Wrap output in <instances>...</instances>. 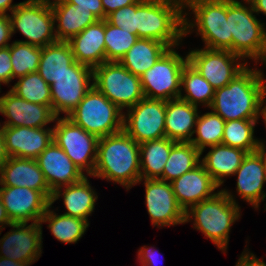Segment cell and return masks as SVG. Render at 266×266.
Listing matches in <instances>:
<instances>
[{
    "label": "cell",
    "mask_w": 266,
    "mask_h": 266,
    "mask_svg": "<svg viewBox=\"0 0 266 266\" xmlns=\"http://www.w3.org/2000/svg\"><path fill=\"white\" fill-rule=\"evenodd\" d=\"M17 79L10 89L17 96L35 104L52 105L50 85L38 72L28 73Z\"/></svg>",
    "instance_id": "cell-37"
},
{
    "label": "cell",
    "mask_w": 266,
    "mask_h": 266,
    "mask_svg": "<svg viewBox=\"0 0 266 266\" xmlns=\"http://www.w3.org/2000/svg\"><path fill=\"white\" fill-rule=\"evenodd\" d=\"M13 222L10 220L7 211L0 198V229H4L5 226H10Z\"/></svg>",
    "instance_id": "cell-49"
},
{
    "label": "cell",
    "mask_w": 266,
    "mask_h": 266,
    "mask_svg": "<svg viewBox=\"0 0 266 266\" xmlns=\"http://www.w3.org/2000/svg\"><path fill=\"white\" fill-rule=\"evenodd\" d=\"M198 108L179 98L166 101L165 136L176 142H190L200 114Z\"/></svg>",
    "instance_id": "cell-27"
},
{
    "label": "cell",
    "mask_w": 266,
    "mask_h": 266,
    "mask_svg": "<svg viewBox=\"0 0 266 266\" xmlns=\"http://www.w3.org/2000/svg\"><path fill=\"white\" fill-rule=\"evenodd\" d=\"M0 113L7 118L3 125L0 123L5 127L43 128L57 118L52 105L28 102L11 90L0 97Z\"/></svg>",
    "instance_id": "cell-18"
},
{
    "label": "cell",
    "mask_w": 266,
    "mask_h": 266,
    "mask_svg": "<svg viewBox=\"0 0 266 266\" xmlns=\"http://www.w3.org/2000/svg\"><path fill=\"white\" fill-rule=\"evenodd\" d=\"M257 152L261 155L262 161L264 164V169L266 172V146H265V141L263 142V139L259 145V148L257 149Z\"/></svg>",
    "instance_id": "cell-53"
},
{
    "label": "cell",
    "mask_w": 266,
    "mask_h": 266,
    "mask_svg": "<svg viewBox=\"0 0 266 266\" xmlns=\"http://www.w3.org/2000/svg\"><path fill=\"white\" fill-rule=\"evenodd\" d=\"M235 266H266L264 259H259L252 252L244 249Z\"/></svg>",
    "instance_id": "cell-46"
},
{
    "label": "cell",
    "mask_w": 266,
    "mask_h": 266,
    "mask_svg": "<svg viewBox=\"0 0 266 266\" xmlns=\"http://www.w3.org/2000/svg\"><path fill=\"white\" fill-rule=\"evenodd\" d=\"M208 148L211 150L203 158L201 157V163L213 181L221 187L225 177L235 174L247 152L225 144H217Z\"/></svg>",
    "instance_id": "cell-28"
},
{
    "label": "cell",
    "mask_w": 266,
    "mask_h": 266,
    "mask_svg": "<svg viewBox=\"0 0 266 266\" xmlns=\"http://www.w3.org/2000/svg\"><path fill=\"white\" fill-rule=\"evenodd\" d=\"M237 203L228 189L217 190L212 197L192 205L185 212V223L193 220V228L201 231L204 237L226 253L231 226L241 216Z\"/></svg>",
    "instance_id": "cell-3"
},
{
    "label": "cell",
    "mask_w": 266,
    "mask_h": 266,
    "mask_svg": "<svg viewBox=\"0 0 266 266\" xmlns=\"http://www.w3.org/2000/svg\"><path fill=\"white\" fill-rule=\"evenodd\" d=\"M105 49L106 61H120L129 49L139 39L136 34H132L120 27L110 24L105 19Z\"/></svg>",
    "instance_id": "cell-39"
},
{
    "label": "cell",
    "mask_w": 266,
    "mask_h": 266,
    "mask_svg": "<svg viewBox=\"0 0 266 266\" xmlns=\"http://www.w3.org/2000/svg\"><path fill=\"white\" fill-rule=\"evenodd\" d=\"M0 198L13 223H40L50 205L41 192L27 187L0 186Z\"/></svg>",
    "instance_id": "cell-17"
},
{
    "label": "cell",
    "mask_w": 266,
    "mask_h": 266,
    "mask_svg": "<svg viewBox=\"0 0 266 266\" xmlns=\"http://www.w3.org/2000/svg\"><path fill=\"white\" fill-rule=\"evenodd\" d=\"M13 80L10 49L0 48V87L1 83L8 85Z\"/></svg>",
    "instance_id": "cell-41"
},
{
    "label": "cell",
    "mask_w": 266,
    "mask_h": 266,
    "mask_svg": "<svg viewBox=\"0 0 266 266\" xmlns=\"http://www.w3.org/2000/svg\"><path fill=\"white\" fill-rule=\"evenodd\" d=\"M169 48L160 41L139 38L119 62L132 74L141 77Z\"/></svg>",
    "instance_id": "cell-29"
},
{
    "label": "cell",
    "mask_w": 266,
    "mask_h": 266,
    "mask_svg": "<svg viewBox=\"0 0 266 266\" xmlns=\"http://www.w3.org/2000/svg\"><path fill=\"white\" fill-rule=\"evenodd\" d=\"M138 1L139 0H102V5L104 8V13H105V19L112 12L120 8L135 4Z\"/></svg>",
    "instance_id": "cell-45"
},
{
    "label": "cell",
    "mask_w": 266,
    "mask_h": 266,
    "mask_svg": "<svg viewBox=\"0 0 266 266\" xmlns=\"http://www.w3.org/2000/svg\"><path fill=\"white\" fill-rule=\"evenodd\" d=\"M177 142L167 137L139 145L141 179H159L163 175L171 148Z\"/></svg>",
    "instance_id": "cell-31"
},
{
    "label": "cell",
    "mask_w": 266,
    "mask_h": 266,
    "mask_svg": "<svg viewBox=\"0 0 266 266\" xmlns=\"http://www.w3.org/2000/svg\"><path fill=\"white\" fill-rule=\"evenodd\" d=\"M8 159L9 155L7 154L6 151L5 139L2 130L0 128V169L7 162Z\"/></svg>",
    "instance_id": "cell-48"
},
{
    "label": "cell",
    "mask_w": 266,
    "mask_h": 266,
    "mask_svg": "<svg viewBox=\"0 0 266 266\" xmlns=\"http://www.w3.org/2000/svg\"><path fill=\"white\" fill-rule=\"evenodd\" d=\"M140 182L145 186V203L153 226L160 229L185 223V211L177 202L171 182L140 179L137 183Z\"/></svg>",
    "instance_id": "cell-15"
},
{
    "label": "cell",
    "mask_w": 266,
    "mask_h": 266,
    "mask_svg": "<svg viewBox=\"0 0 266 266\" xmlns=\"http://www.w3.org/2000/svg\"><path fill=\"white\" fill-rule=\"evenodd\" d=\"M258 120H229L225 122L222 144L239 148L247 153L256 152L262 140L254 137Z\"/></svg>",
    "instance_id": "cell-35"
},
{
    "label": "cell",
    "mask_w": 266,
    "mask_h": 266,
    "mask_svg": "<svg viewBox=\"0 0 266 266\" xmlns=\"http://www.w3.org/2000/svg\"><path fill=\"white\" fill-rule=\"evenodd\" d=\"M50 4L54 14L57 41L68 42L87 26L98 21L91 10L78 9L66 0H50Z\"/></svg>",
    "instance_id": "cell-26"
},
{
    "label": "cell",
    "mask_w": 266,
    "mask_h": 266,
    "mask_svg": "<svg viewBox=\"0 0 266 266\" xmlns=\"http://www.w3.org/2000/svg\"><path fill=\"white\" fill-rule=\"evenodd\" d=\"M201 152L190 142H177L170 151L160 180L172 182L201 163Z\"/></svg>",
    "instance_id": "cell-34"
},
{
    "label": "cell",
    "mask_w": 266,
    "mask_h": 266,
    "mask_svg": "<svg viewBox=\"0 0 266 266\" xmlns=\"http://www.w3.org/2000/svg\"><path fill=\"white\" fill-rule=\"evenodd\" d=\"M92 81V82H91ZM93 86V69L74 62L68 71L50 85L52 109L57 117H66L77 107Z\"/></svg>",
    "instance_id": "cell-14"
},
{
    "label": "cell",
    "mask_w": 266,
    "mask_h": 266,
    "mask_svg": "<svg viewBox=\"0 0 266 266\" xmlns=\"http://www.w3.org/2000/svg\"><path fill=\"white\" fill-rule=\"evenodd\" d=\"M225 120L218 114L211 112L198 115L194 134L190 143L195 146L201 154H203L206 147L222 144V137L224 131Z\"/></svg>",
    "instance_id": "cell-36"
},
{
    "label": "cell",
    "mask_w": 266,
    "mask_h": 266,
    "mask_svg": "<svg viewBox=\"0 0 266 266\" xmlns=\"http://www.w3.org/2000/svg\"><path fill=\"white\" fill-rule=\"evenodd\" d=\"M40 223H12V229L0 239V256L17 262L35 263L42 254ZM3 229H0V235Z\"/></svg>",
    "instance_id": "cell-16"
},
{
    "label": "cell",
    "mask_w": 266,
    "mask_h": 266,
    "mask_svg": "<svg viewBox=\"0 0 266 266\" xmlns=\"http://www.w3.org/2000/svg\"><path fill=\"white\" fill-rule=\"evenodd\" d=\"M138 260L141 266H157L159 253L155 248L143 246L138 250Z\"/></svg>",
    "instance_id": "cell-43"
},
{
    "label": "cell",
    "mask_w": 266,
    "mask_h": 266,
    "mask_svg": "<svg viewBox=\"0 0 266 266\" xmlns=\"http://www.w3.org/2000/svg\"><path fill=\"white\" fill-rule=\"evenodd\" d=\"M261 80L263 83L262 90H261V106H260V116L263 117V122L265 123L264 125L266 126V79H264V73L259 70ZM265 105V106H263Z\"/></svg>",
    "instance_id": "cell-47"
},
{
    "label": "cell",
    "mask_w": 266,
    "mask_h": 266,
    "mask_svg": "<svg viewBox=\"0 0 266 266\" xmlns=\"http://www.w3.org/2000/svg\"><path fill=\"white\" fill-rule=\"evenodd\" d=\"M13 0H0V14L8 15V11L11 13L20 3L12 4Z\"/></svg>",
    "instance_id": "cell-50"
},
{
    "label": "cell",
    "mask_w": 266,
    "mask_h": 266,
    "mask_svg": "<svg viewBox=\"0 0 266 266\" xmlns=\"http://www.w3.org/2000/svg\"><path fill=\"white\" fill-rule=\"evenodd\" d=\"M186 94H183L182 91ZM215 89L210 83L189 63L187 62L181 75V93L179 99L197 106L201 103L205 107H210Z\"/></svg>",
    "instance_id": "cell-33"
},
{
    "label": "cell",
    "mask_w": 266,
    "mask_h": 266,
    "mask_svg": "<svg viewBox=\"0 0 266 266\" xmlns=\"http://www.w3.org/2000/svg\"><path fill=\"white\" fill-rule=\"evenodd\" d=\"M184 37L194 31L201 36L204 48L232 52V36L226 18V0H183ZM194 14L191 21L186 9ZM188 15V16H187ZM193 29V30H192Z\"/></svg>",
    "instance_id": "cell-5"
},
{
    "label": "cell",
    "mask_w": 266,
    "mask_h": 266,
    "mask_svg": "<svg viewBox=\"0 0 266 266\" xmlns=\"http://www.w3.org/2000/svg\"><path fill=\"white\" fill-rule=\"evenodd\" d=\"M93 86L122 111L144 98L140 77L118 61H106L93 68Z\"/></svg>",
    "instance_id": "cell-9"
},
{
    "label": "cell",
    "mask_w": 266,
    "mask_h": 266,
    "mask_svg": "<svg viewBox=\"0 0 266 266\" xmlns=\"http://www.w3.org/2000/svg\"><path fill=\"white\" fill-rule=\"evenodd\" d=\"M187 58L215 90L227 86L248 64L229 50L195 49L188 52Z\"/></svg>",
    "instance_id": "cell-13"
},
{
    "label": "cell",
    "mask_w": 266,
    "mask_h": 266,
    "mask_svg": "<svg viewBox=\"0 0 266 266\" xmlns=\"http://www.w3.org/2000/svg\"><path fill=\"white\" fill-rule=\"evenodd\" d=\"M255 14L248 0H226L232 53L241 56L245 61L252 59L257 64L266 48V29L265 23H261Z\"/></svg>",
    "instance_id": "cell-6"
},
{
    "label": "cell",
    "mask_w": 266,
    "mask_h": 266,
    "mask_svg": "<svg viewBox=\"0 0 266 266\" xmlns=\"http://www.w3.org/2000/svg\"><path fill=\"white\" fill-rule=\"evenodd\" d=\"M106 20L116 27L137 35L136 3L112 12L107 16Z\"/></svg>",
    "instance_id": "cell-40"
},
{
    "label": "cell",
    "mask_w": 266,
    "mask_h": 266,
    "mask_svg": "<svg viewBox=\"0 0 266 266\" xmlns=\"http://www.w3.org/2000/svg\"><path fill=\"white\" fill-rule=\"evenodd\" d=\"M183 0H153L136 3V28L139 38L178 47L184 38Z\"/></svg>",
    "instance_id": "cell-4"
},
{
    "label": "cell",
    "mask_w": 266,
    "mask_h": 266,
    "mask_svg": "<svg viewBox=\"0 0 266 266\" xmlns=\"http://www.w3.org/2000/svg\"><path fill=\"white\" fill-rule=\"evenodd\" d=\"M12 36L9 14H0V48L8 47Z\"/></svg>",
    "instance_id": "cell-44"
},
{
    "label": "cell",
    "mask_w": 266,
    "mask_h": 266,
    "mask_svg": "<svg viewBox=\"0 0 266 266\" xmlns=\"http://www.w3.org/2000/svg\"><path fill=\"white\" fill-rule=\"evenodd\" d=\"M13 79L37 72L41 57V47L14 41L9 45Z\"/></svg>",
    "instance_id": "cell-38"
},
{
    "label": "cell",
    "mask_w": 266,
    "mask_h": 266,
    "mask_svg": "<svg viewBox=\"0 0 266 266\" xmlns=\"http://www.w3.org/2000/svg\"><path fill=\"white\" fill-rule=\"evenodd\" d=\"M52 192L82 180L83 173L55 141L35 159Z\"/></svg>",
    "instance_id": "cell-19"
},
{
    "label": "cell",
    "mask_w": 266,
    "mask_h": 266,
    "mask_svg": "<svg viewBox=\"0 0 266 266\" xmlns=\"http://www.w3.org/2000/svg\"><path fill=\"white\" fill-rule=\"evenodd\" d=\"M171 184L177 202L185 212L192 205L212 197L219 188L202 163L174 179Z\"/></svg>",
    "instance_id": "cell-21"
},
{
    "label": "cell",
    "mask_w": 266,
    "mask_h": 266,
    "mask_svg": "<svg viewBox=\"0 0 266 266\" xmlns=\"http://www.w3.org/2000/svg\"><path fill=\"white\" fill-rule=\"evenodd\" d=\"M124 112L123 130L139 145L166 137V101L143 98Z\"/></svg>",
    "instance_id": "cell-12"
},
{
    "label": "cell",
    "mask_w": 266,
    "mask_h": 266,
    "mask_svg": "<svg viewBox=\"0 0 266 266\" xmlns=\"http://www.w3.org/2000/svg\"><path fill=\"white\" fill-rule=\"evenodd\" d=\"M66 1L68 3L75 5L76 7H78V9L91 10V12L98 20L105 19L102 0H66Z\"/></svg>",
    "instance_id": "cell-42"
},
{
    "label": "cell",
    "mask_w": 266,
    "mask_h": 266,
    "mask_svg": "<svg viewBox=\"0 0 266 266\" xmlns=\"http://www.w3.org/2000/svg\"><path fill=\"white\" fill-rule=\"evenodd\" d=\"M256 12V15L259 13L266 15V0H248Z\"/></svg>",
    "instance_id": "cell-51"
},
{
    "label": "cell",
    "mask_w": 266,
    "mask_h": 266,
    "mask_svg": "<svg viewBox=\"0 0 266 266\" xmlns=\"http://www.w3.org/2000/svg\"><path fill=\"white\" fill-rule=\"evenodd\" d=\"M60 196L63 197V205L67 211L64 215L89 221L88 216L95 209L98 195L91 187L88 175L76 183L56 189L52 193L50 204L53 205Z\"/></svg>",
    "instance_id": "cell-25"
},
{
    "label": "cell",
    "mask_w": 266,
    "mask_h": 266,
    "mask_svg": "<svg viewBox=\"0 0 266 266\" xmlns=\"http://www.w3.org/2000/svg\"><path fill=\"white\" fill-rule=\"evenodd\" d=\"M12 35L20 32L31 45L45 47L57 42L50 0H26L9 15Z\"/></svg>",
    "instance_id": "cell-8"
},
{
    "label": "cell",
    "mask_w": 266,
    "mask_h": 266,
    "mask_svg": "<svg viewBox=\"0 0 266 266\" xmlns=\"http://www.w3.org/2000/svg\"><path fill=\"white\" fill-rule=\"evenodd\" d=\"M9 157L36 159L53 141V128L0 126Z\"/></svg>",
    "instance_id": "cell-20"
},
{
    "label": "cell",
    "mask_w": 266,
    "mask_h": 266,
    "mask_svg": "<svg viewBox=\"0 0 266 266\" xmlns=\"http://www.w3.org/2000/svg\"><path fill=\"white\" fill-rule=\"evenodd\" d=\"M75 62L68 42L57 41L41 47V57L37 72L51 85L62 74L68 71Z\"/></svg>",
    "instance_id": "cell-30"
},
{
    "label": "cell",
    "mask_w": 266,
    "mask_h": 266,
    "mask_svg": "<svg viewBox=\"0 0 266 266\" xmlns=\"http://www.w3.org/2000/svg\"><path fill=\"white\" fill-rule=\"evenodd\" d=\"M248 65L228 84L216 89L209 107L223 120H259L262 80L259 68Z\"/></svg>",
    "instance_id": "cell-2"
},
{
    "label": "cell",
    "mask_w": 266,
    "mask_h": 266,
    "mask_svg": "<svg viewBox=\"0 0 266 266\" xmlns=\"http://www.w3.org/2000/svg\"><path fill=\"white\" fill-rule=\"evenodd\" d=\"M259 61L263 62L264 65H266V48H265V50H264V52H263L262 57L258 60V62H259ZM265 67H266V66H265Z\"/></svg>",
    "instance_id": "cell-54"
},
{
    "label": "cell",
    "mask_w": 266,
    "mask_h": 266,
    "mask_svg": "<svg viewBox=\"0 0 266 266\" xmlns=\"http://www.w3.org/2000/svg\"><path fill=\"white\" fill-rule=\"evenodd\" d=\"M53 140L73 163L90 177L95 169L99 138L76 125L68 117H57Z\"/></svg>",
    "instance_id": "cell-11"
},
{
    "label": "cell",
    "mask_w": 266,
    "mask_h": 266,
    "mask_svg": "<svg viewBox=\"0 0 266 266\" xmlns=\"http://www.w3.org/2000/svg\"><path fill=\"white\" fill-rule=\"evenodd\" d=\"M187 62V55L183 57L175 47L169 48L140 77L144 97L164 101L179 98L182 70Z\"/></svg>",
    "instance_id": "cell-10"
},
{
    "label": "cell",
    "mask_w": 266,
    "mask_h": 266,
    "mask_svg": "<svg viewBox=\"0 0 266 266\" xmlns=\"http://www.w3.org/2000/svg\"><path fill=\"white\" fill-rule=\"evenodd\" d=\"M105 19L87 26L68 43L76 62L92 69L106 62Z\"/></svg>",
    "instance_id": "cell-24"
},
{
    "label": "cell",
    "mask_w": 266,
    "mask_h": 266,
    "mask_svg": "<svg viewBox=\"0 0 266 266\" xmlns=\"http://www.w3.org/2000/svg\"><path fill=\"white\" fill-rule=\"evenodd\" d=\"M93 177L129 189L141 179L139 144L124 130L99 138Z\"/></svg>",
    "instance_id": "cell-1"
},
{
    "label": "cell",
    "mask_w": 266,
    "mask_h": 266,
    "mask_svg": "<svg viewBox=\"0 0 266 266\" xmlns=\"http://www.w3.org/2000/svg\"><path fill=\"white\" fill-rule=\"evenodd\" d=\"M0 185L31 188L49 201L53 193L35 159L9 157L0 169Z\"/></svg>",
    "instance_id": "cell-22"
},
{
    "label": "cell",
    "mask_w": 266,
    "mask_h": 266,
    "mask_svg": "<svg viewBox=\"0 0 266 266\" xmlns=\"http://www.w3.org/2000/svg\"><path fill=\"white\" fill-rule=\"evenodd\" d=\"M50 208L51 204L41 217L40 224L48 222L47 227L58 241L66 244L77 243L89 227V221L64 214L58 215Z\"/></svg>",
    "instance_id": "cell-32"
},
{
    "label": "cell",
    "mask_w": 266,
    "mask_h": 266,
    "mask_svg": "<svg viewBox=\"0 0 266 266\" xmlns=\"http://www.w3.org/2000/svg\"><path fill=\"white\" fill-rule=\"evenodd\" d=\"M67 117L98 138L123 130L124 112L94 86Z\"/></svg>",
    "instance_id": "cell-7"
},
{
    "label": "cell",
    "mask_w": 266,
    "mask_h": 266,
    "mask_svg": "<svg viewBox=\"0 0 266 266\" xmlns=\"http://www.w3.org/2000/svg\"><path fill=\"white\" fill-rule=\"evenodd\" d=\"M32 264L33 263L17 262L15 260L0 256V266H30Z\"/></svg>",
    "instance_id": "cell-52"
},
{
    "label": "cell",
    "mask_w": 266,
    "mask_h": 266,
    "mask_svg": "<svg viewBox=\"0 0 266 266\" xmlns=\"http://www.w3.org/2000/svg\"><path fill=\"white\" fill-rule=\"evenodd\" d=\"M234 175H237V194L258 210L260 202L266 199L263 190L266 172L261 155L257 151L247 153Z\"/></svg>",
    "instance_id": "cell-23"
}]
</instances>
